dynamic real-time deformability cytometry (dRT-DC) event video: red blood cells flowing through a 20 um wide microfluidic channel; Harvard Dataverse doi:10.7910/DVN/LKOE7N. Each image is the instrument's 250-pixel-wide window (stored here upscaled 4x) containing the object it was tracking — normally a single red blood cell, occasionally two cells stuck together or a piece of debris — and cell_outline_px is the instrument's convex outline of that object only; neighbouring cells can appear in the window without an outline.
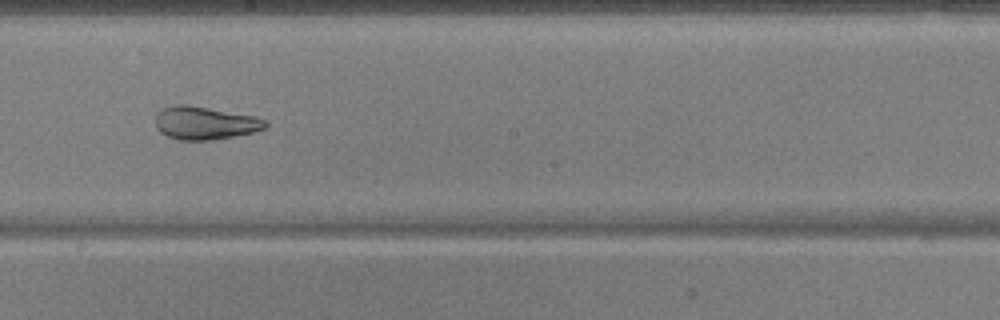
{"species": "common noctule bat (a hibernating species)", "species_latin": "Nyctalus noctula", "temperature_condition": "warm", "stored_images_in_passage": 54, "camera_frame_rate_fps": 3000, "um_per_image_px": 0.085, "animal": {"sex": "male", "body_mass_g": 17.9, "forearm_length_mm": 54.2}, "frame": {"image": 1, "passage_image": 31, "time_ms": 10.0, "image_size_px": [1000, 320], "cell_outline_px": [[268, 124], [264, 128], [252, 132], [212, 140], [180, 140], [168, 136], [160, 132], [156, 128], [156, 112], [160, 108], [176, 104], [188, 104], [256, 116], [264, 120]], "centroid_in_image_um": [17.37, 10.43], "position_along_channel_um": 230.8, "area_um2": 21.21}}
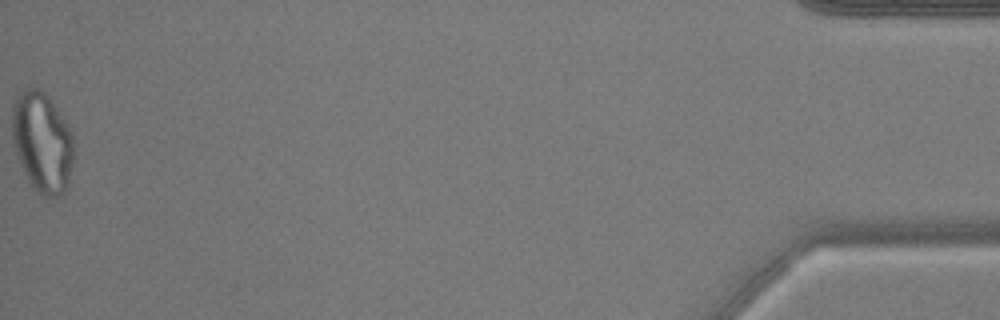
{"frame": {"image": 2, "passage_image": 54, "time_ms": 17.667, "image_size_px": [1000, 320], "cell_outline_px": [[72, 164], [68, 188], [60, 196], [44, 196], [36, 192], [28, 180], [24, 172], [12, 144], [12, 104], [28, 88], [40, 88], [44, 92], [68, 128], [72, 136]], "centroid_in_image_um": [3.56, 12.15], "position_along_channel_um": 431.6, "area_um2": 35.37}, "authors_computed_cell_mechanics": {"area_um2": 29.2757, "velocity_mm_per_s": 3.823, "shape_relaxation_time_tau1_ms": null, "shape_relaxation_time_tau2_ms": 1.3016, "deformation_change_tau1": null, "deformation_change_tau2": 0.0867}}